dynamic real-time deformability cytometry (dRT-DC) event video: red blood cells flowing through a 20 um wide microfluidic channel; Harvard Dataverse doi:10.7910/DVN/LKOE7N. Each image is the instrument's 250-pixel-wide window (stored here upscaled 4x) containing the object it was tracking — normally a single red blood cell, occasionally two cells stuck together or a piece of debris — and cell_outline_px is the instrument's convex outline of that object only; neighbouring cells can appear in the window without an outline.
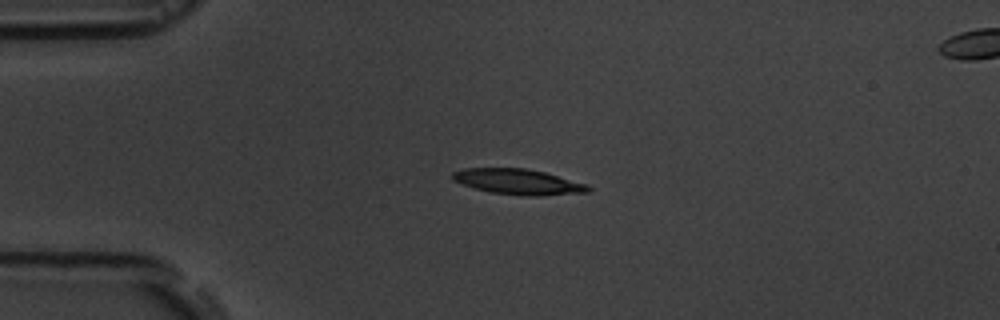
{"species": "common noctule bat (a hibernating species)", "species_latin": "Nyctalus noctula", "temperature_condition": "room temperature", "stored_images_in_passage": 5, "camera_frame_rate_fps": 3000, "um_per_image_px": 0.085, "animal": {"sex": "male", "body_mass_g": 19.5, "forearm_length_mm": 54.6}, "frame": {"image": 1, "passage_image": 3, "time_ms": 2.333, "image_size_px": [1000, 320], "cell_outline_px": [[592, 188], [588, 192], [540, 196], [520, 196], [492, 192], [476, 188], [452, 180], [452, 172], [464, 168], [524, 168], [544, 172], [588, 184]], "centroid_in_image_um": [44.07, 15.45], "position_along_channel_um": 40.9, "area_um2": 20.11}}
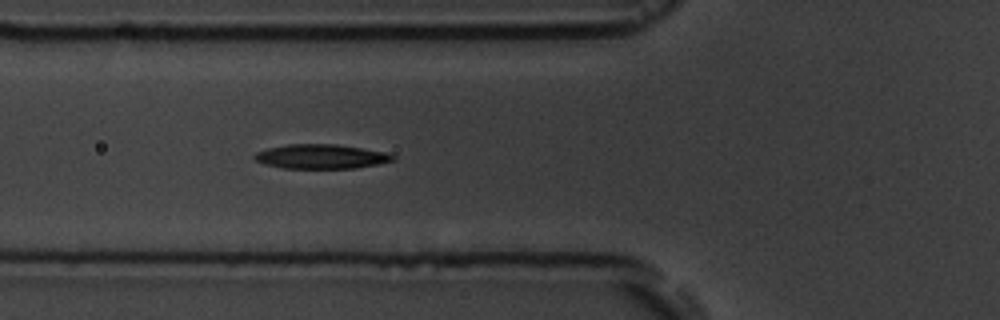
{"frame": {"image": 2, "passage_image": 5, "time_ms": 4.667, "image_size_px": [1000, 320], "cell_outline_px": [[396, 160], [380, 164], [356, 168], [284, 168], [264, 164], [256, 160], [252, 156], [256, 152], [268, 148], [288, 144], [336, 144], [388, 152], [396, 156]], "centroid_in_image_um": [27.34, 13.3], "position_along_channel_um": 98.5, "area_um2": 19.83}}